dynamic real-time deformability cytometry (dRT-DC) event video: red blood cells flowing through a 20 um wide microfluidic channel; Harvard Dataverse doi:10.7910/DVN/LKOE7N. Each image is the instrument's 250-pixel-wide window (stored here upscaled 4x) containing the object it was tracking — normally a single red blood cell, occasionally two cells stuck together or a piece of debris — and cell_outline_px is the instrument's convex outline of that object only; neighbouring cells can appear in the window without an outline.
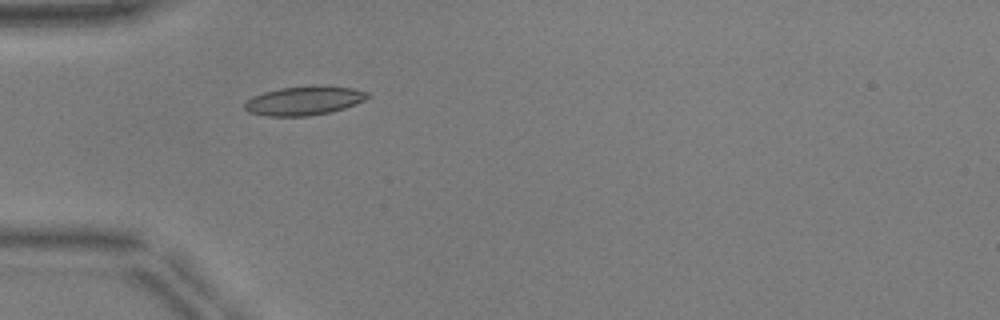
{"species": "common noctule bat (a hibernating species)", "species_latin": "Nyctalus noctula", "temperature_condition": "warm", "stored_images_in_passage": 37, "camera_frame_rate_fps": 3000, "um_per_image_px": 0.085, "animal": {"sex": "male", "body_mass_g": 17.9, "forearm_length_mm": 54.2}, "frame": {"image": 1, "passage_image": 2, "time_ms": 0.333, "image_size_px": [1000, 320], "cell_outline_px": [[372, 96], [356, 104], [332, 112], [308, 116], [268, 116], [248, 112], [244, 108], [244, 104], [252, 96], [264, 92], [280, 88], [352, 88], [368, 92]], "centroid_in_image_um": [25.83, 8.6], "position_along_channel_um": 59.2, "area_um2": 20.0}}
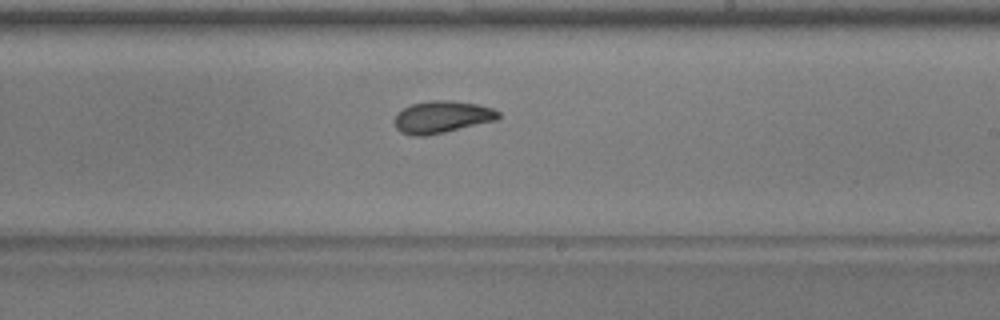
{"frame": {"image": 2, "passage_image": 17, "time_ms": 5.333, "image_size_px": [1000, 320], "cell_outline_px": [[500, 116], [496, 120], [444, 132], [424, 136], [412, 136], [400, 132], [396, 128], [392, 120], [396, 112], [412, 104], [432, 100], [452, 100], [476, 104], [492, 108], [500, 112]], "centroid_in_image_um": [37.51, 9.94], "position_along_channel_um": 251.5, "area_um2": 19.54}}
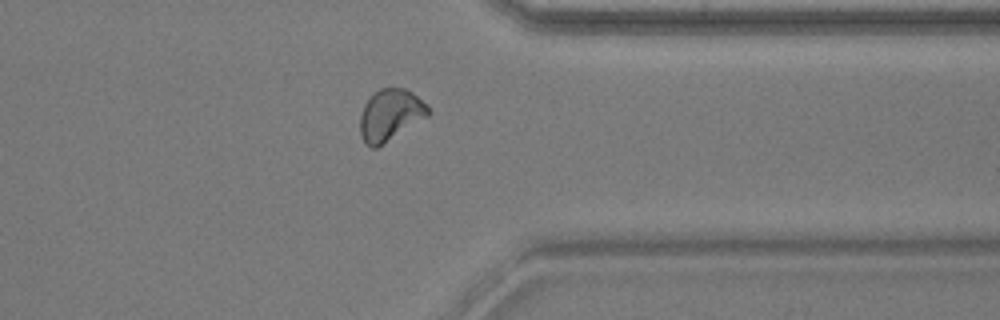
{"frame": {"image": 3, "passage_image": 27, "time_ms": 8.667, "image_size_px": [1000, 320], "cell_outline_px": [[432, 112], [428, 116], [376, 148], [372, 148], [364, 144], [360, 132], [360, 116], [364, 104], [380, 88], [404, 88], [412, 92], [428, 104]], "centroid_in_image_um": [33.19, 9.77], "position_along_channel_um": 378.2, "area_um2": 20.4}, "authors_computed_cell_mechanics": {"area_um2": 19.4786, "velocity_mm_per_s": 3.9365, "shape_relaxation_time_tau1_ms": 4.1423, "shape_relaxation_time_tau2_ms": 1.8051, "deformation_change_tau1": 0.1117, "deformation_change_tau2": 0.0508}}